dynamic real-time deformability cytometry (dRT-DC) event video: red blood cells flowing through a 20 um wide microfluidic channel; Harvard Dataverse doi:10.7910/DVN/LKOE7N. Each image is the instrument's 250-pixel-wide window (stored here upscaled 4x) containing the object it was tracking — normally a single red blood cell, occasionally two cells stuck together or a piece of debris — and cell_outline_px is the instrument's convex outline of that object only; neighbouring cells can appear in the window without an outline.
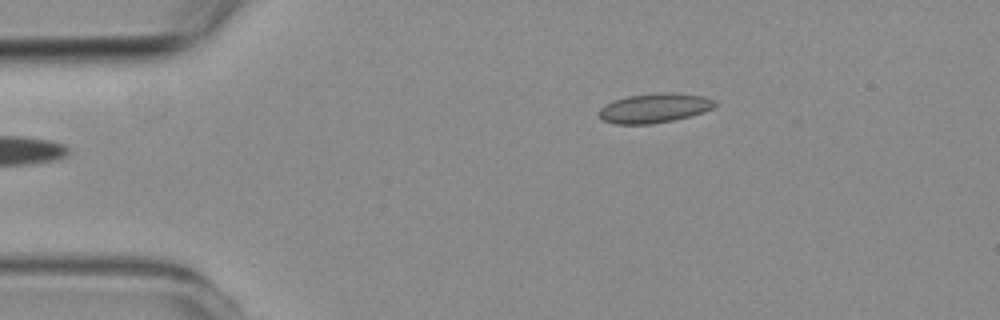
{"species": "common noctule bat (a hibernating species)", "species_latin": "Nyctalus noctula", "temperature_condition": "room temperature", "stored_images_in_passage": 2, "camera_frame_rate_fps": 3000, "um_per_image_px": 0.085, "animal": {"sex": "female", "body_mass_g": 19.3, "forearm_length_mm": 54.1}, "frame": {"image": 1, "passage_image": 2, "time_ms": 2.0, "image_size_px": [1000, 320], "cell_outline_px": [[716, 104], [712, 108], [704, 112], [692, 116], [652, 124], [616, 124], [604, 120], [600, 116], [600, 108], [616, 100], [628, 96], [656, 92], [668, 92], [704, 96], [716, 100]], "centroid_in_image_um": [55.68, 9.18], "position_along_channel_um": 29.3, "area_um2": 19.77}}